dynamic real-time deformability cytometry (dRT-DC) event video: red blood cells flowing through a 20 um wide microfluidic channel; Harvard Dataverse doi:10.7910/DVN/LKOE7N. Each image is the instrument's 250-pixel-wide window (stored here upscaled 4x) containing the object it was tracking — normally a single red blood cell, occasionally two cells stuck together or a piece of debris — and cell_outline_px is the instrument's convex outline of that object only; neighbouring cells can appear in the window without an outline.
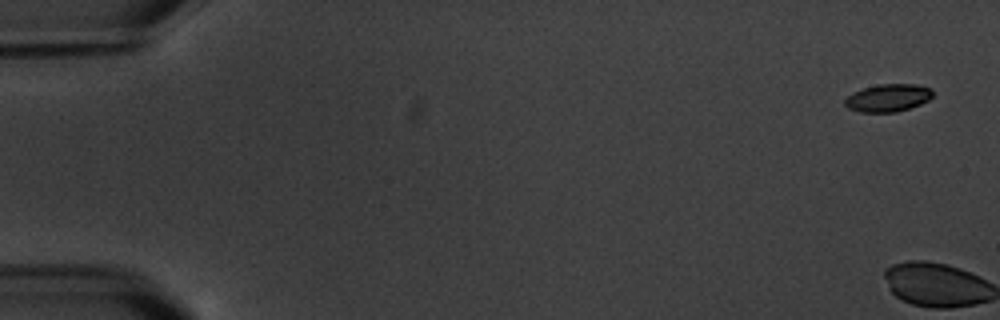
{"species": "common noctule bat (a hibernating species)", "species_latin": "Nyctalus noctula", "temperature_condition": "warm", "stored_images_in_passage": 5, "camera_frame_rate_fps": 3000, "um_per_image_px": 0.085, "animal": {"sex": "male", "body_mass_g": 20.1, "forearm_length_mm": 53.5}, "frame": {"image": 1, "passage_image": 1, "time_ms": 0.0, "image_size_px": [1000, 320], "cell_outline_px": [[932, 96], [928, 100], [920, 104], [896, 112], [860, 112], [848, 108], [844, 104], [844, 100], [848, 96], [864, 88], [880, 84], [916, 84], [932, 88]], "centroid_in_image_um": [75.49, 8.32], "position_along_channel_um": 9.5, "area_um2": 13.99}}